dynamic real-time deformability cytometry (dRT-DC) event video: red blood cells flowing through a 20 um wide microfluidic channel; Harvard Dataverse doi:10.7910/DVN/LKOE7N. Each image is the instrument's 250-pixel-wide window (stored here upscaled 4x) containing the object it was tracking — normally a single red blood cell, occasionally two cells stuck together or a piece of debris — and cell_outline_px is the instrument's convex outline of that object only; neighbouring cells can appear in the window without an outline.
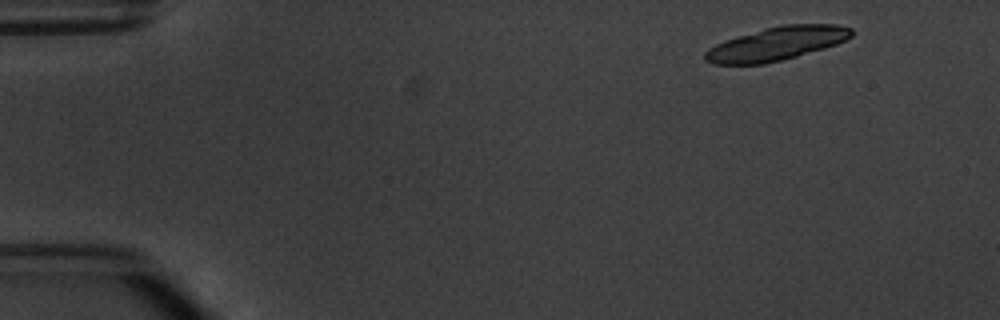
{"species": "common noctule bat (a hibernating species)", "species_latin": "Nyctalus noctula", "temperature_condition": "warm", "stored_images_in_passage": 4, "camera_frame_rate_fps": 3000, "um_per_image_px": 0.085, "animal": {"sex": "male", "body_mass_g": 20.1, "forearm_length_mm": 53.5}, "frame": {"image": 1, "passage_image": 1, "time_ms": 0.0, "image_size_px": [1000, 320], "cell_outline_px": [[852, 36], [848, 40], [824, 48], [796, 56], [764, 64], [712, 64], [704, 60], [704, 52], [708, 48], [724, 40], [764, 28], [784, 24], [836, 24], [852, 28]], "centroid_in_image_um": [66.0, 3.71], "position_along_channel_um": 19.0, "area_um2": 28.61}}